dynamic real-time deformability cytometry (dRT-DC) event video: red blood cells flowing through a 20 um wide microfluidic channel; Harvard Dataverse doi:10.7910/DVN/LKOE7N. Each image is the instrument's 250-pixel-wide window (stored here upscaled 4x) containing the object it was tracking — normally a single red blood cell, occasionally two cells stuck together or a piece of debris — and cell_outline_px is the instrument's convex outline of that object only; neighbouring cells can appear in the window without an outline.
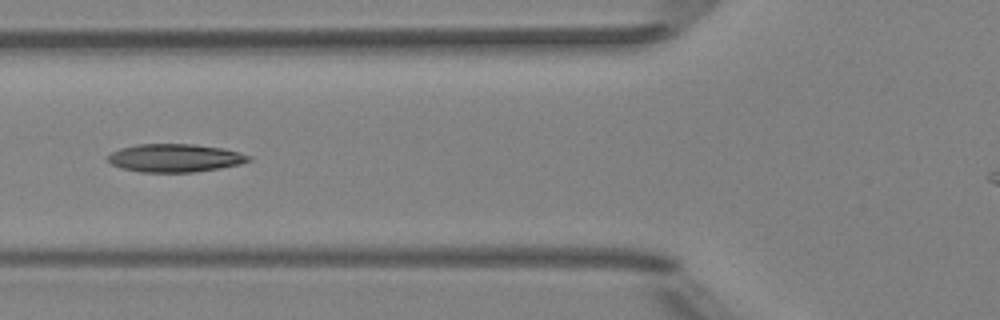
{"species": "Egyptian fruit bat (a non-hibernating species)", "species_latin": "Rousettus aegyptiacus", "temperature_condition": "room temperature", "stored_images_in_passage": 16, "camera_frame_rate_fps": 3000, "um_per_image_px": 0.085, "animal": {"sex": "female"}, "frame": {"image": 1, "passage_image": 5, "time_ms": 1.333, "image_size_px": [1000, 320], "cell_outline_px": [[252, 160], [240, 164], [220, 168], [192, 172], [140, 172], [120, 168], [104, 160], [112, 152], [120, 148], [136, 144], [192, 144], [224, 148], [240, 152], [252, 156]], "centroid_in_image_um": [14.87, 13.42], "position_along_channel_um": 110.9, "area_um2": 23.29}}